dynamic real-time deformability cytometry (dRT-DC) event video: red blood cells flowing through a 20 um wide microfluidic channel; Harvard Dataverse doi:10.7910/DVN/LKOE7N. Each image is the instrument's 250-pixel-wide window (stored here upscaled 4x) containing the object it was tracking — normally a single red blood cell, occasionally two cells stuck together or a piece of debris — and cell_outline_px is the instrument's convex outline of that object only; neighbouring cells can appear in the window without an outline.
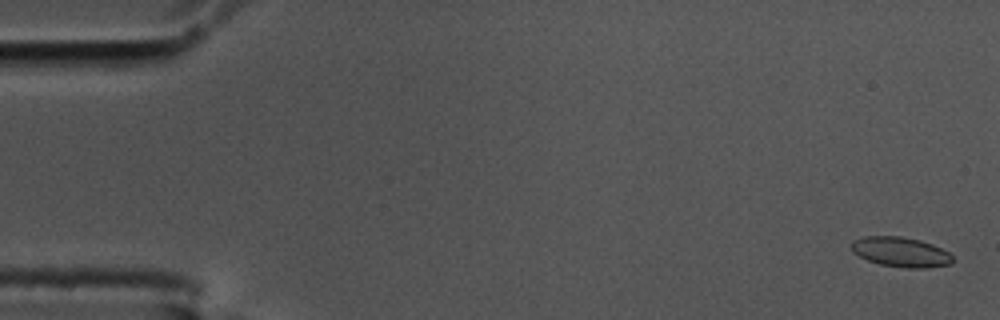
{"species": "common noctule bat (a hibernating species)", "species_latin": "Nyctalus noctula", "temperature_condition": "cold", "stored_images_in_passage": 57, "camera_frame_rate_fps": 3000, "um_per_image_px": 0.085, "animal": {"sex": "male", "body_mass_g": 17.5, "forearm_length_mm": 52.3}, "frame": {"image": 1, "passage_image": 2, "time_ms": 0.333, "image_size_px": [1000, 320], "cell_outline_px": [[952, 264], [924, 268], [904, 268], [880, 264], [868, 260], [852, 252], [852, 240], [864, 236], [900, 236], [920, 240], [932, 244], [948, 252], [952, 256]], "centroid_in_image_um": [76.55, 21.42], "position_along_channel_um": 8.4, "area_um2": 17.57}}
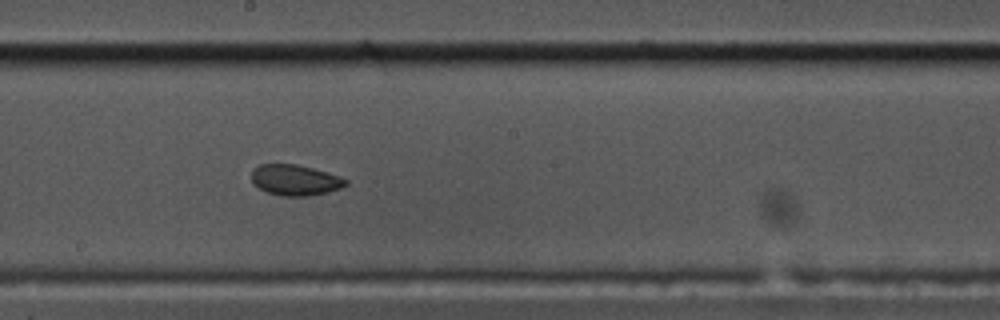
{"frame": {"image": 2, "passage_image": 31, "time_ms": 10.0, "image_size_px": [1000, 320], "cell_outline_px": [[348, 184], [340, 188], [328, 192], [308, 196], [284, 196], [268, 192], [260, 188], [252, 180], [252, 168], [260, 164], [296, 164], [312, 168], [340, 176], [348, 180]], "centroid_in_image_um": [25.1, 15.3], "position_along_channel_um": 223.1, "area_um2": 16.76}}
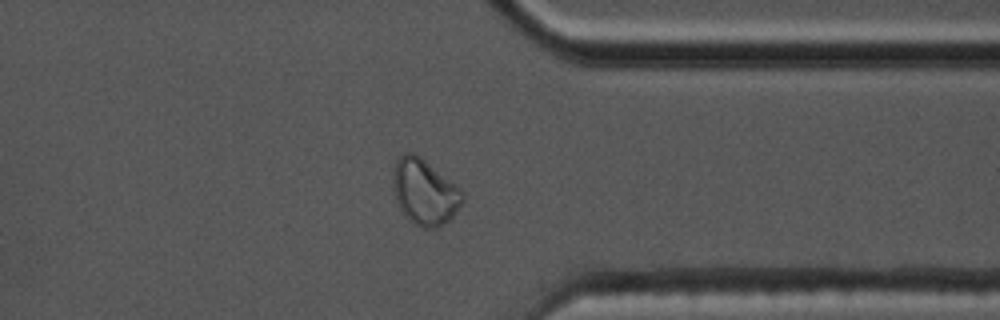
{"frame": {"image": 3, "passage_image": 44, "time_ms": 14.333, "image_size_px": [1000, 320], "cell_outline_px": [[464, 200], [452, 216], [444, 224], [436, 228], [420, 228], [412, 224], [404, 216], [396, 200], [396, 160], [404, 152], [412, 152], [420, 156], [456, 184], [464, 192]], "centroid_in_image_um": [36.14, 16.35], "position_along_channel_um": 375.3, "area_um2": 26.18}, "authors_computed_cell_mechanics": {"area_um2": 17.4556, "velocity_mm_per_s": 3.6091, "shape_relaxation_time_tau1_ms": 9.997, "shape_relaxation_time_tau2_ms": null, "deformation_change_tau1": 0.2084, "deformation_change_tau2": null}}